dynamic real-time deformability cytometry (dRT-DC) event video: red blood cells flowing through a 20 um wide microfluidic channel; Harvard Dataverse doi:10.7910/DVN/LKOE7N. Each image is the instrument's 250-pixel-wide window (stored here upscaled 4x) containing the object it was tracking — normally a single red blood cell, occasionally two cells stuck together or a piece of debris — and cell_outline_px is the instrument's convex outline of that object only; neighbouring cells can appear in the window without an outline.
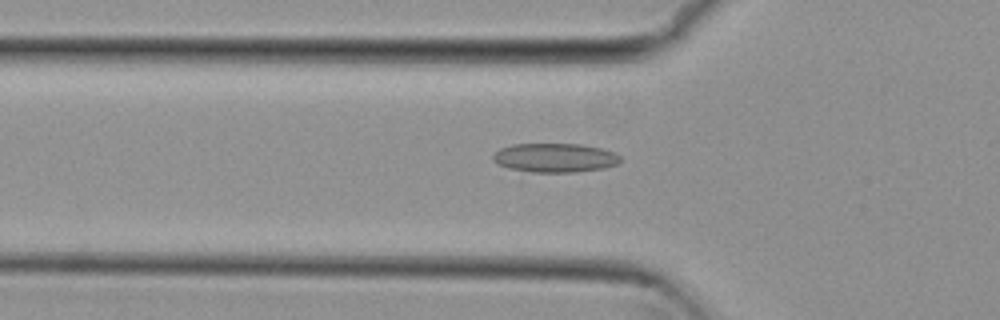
{"species": "common noctule bat (a hibernating species)", "species_latin": "Nyctalus noctula", "temperature_condition": "cold", "stored_images_in_passage": 53, "camera_frame_rate_fps": 3000, "um_per_image_px": 0.085, "animal": {"sex": "female", "body_mass_g": 29.2, "forearm_length_mm": 56.3}, "frame": {"image": 1, "passage_image": 17, "time_ms": 5.333, "image_size_px": [1000, 320], "cell_outline_px": [[620, 160], [616, 164], [604, 168], [576, 172], [532, 172], [508, 168], [492, 160], [492, 156], [500, 148], [512, 144], [580, 144], [604, 148], [616, 152], [620, 156]], "centroid_in_image_um": [47.19, 13.4], "position_along_channel_um": 78.6, "area_um2": 21.62}}
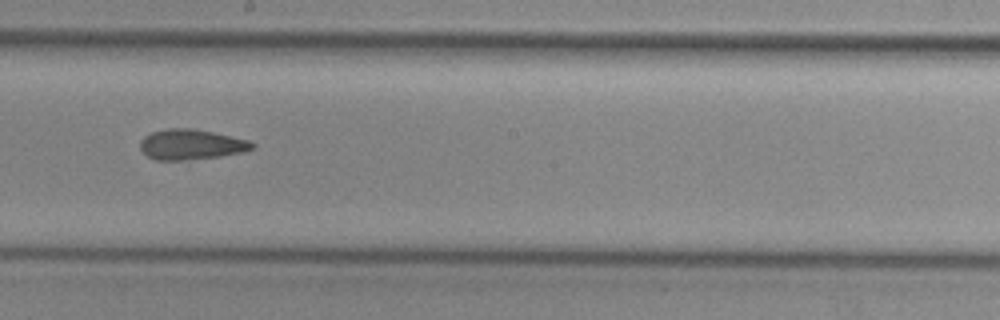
{"frame": {"image": 2, "passage_image": 29, "time_ms": 9.333, "image_size_px": [1000, 320], "cell_outline_px": [[256, 144], [252, 148], [244, 152], [220, 156], [184, 160], [156, 160], [148, 156], [140, 148], [140, 140], [144, 136], [152, 132], [168, 128], [192, 128], [212, 132], [248, 140]], "centroid_in_image_um": [16.23, 12.28], "position_along_channel_um": 232.0, "area_um2": 19.65}}
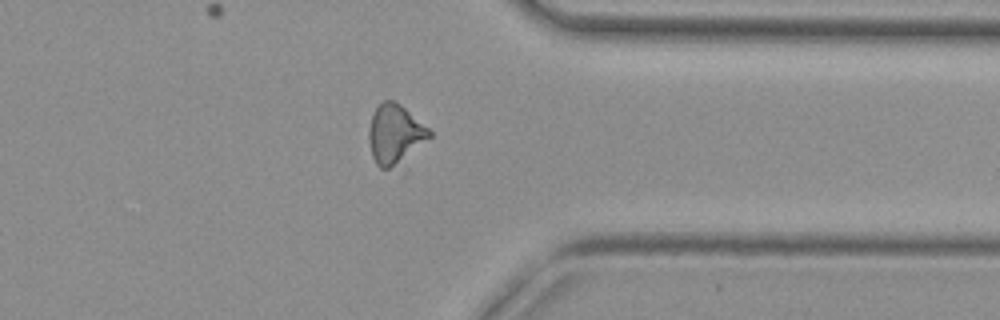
{"frame": {"image": 3, "passage_image": 41, "time_ms": 13.333, "image_size_px": [1000, 320], "cell_outline_px": [[432, 136], [388, 168], [380, 168], [376, 164], [372, 156], [368, 140], [368, 128], [372, 116], [376, 108], [384, 100], [392, 100], [400, 104], [428, 128], [432, 132]], "centroid_in_image_um": [33.52, 11.35], "position_along_channel_um": 377.9, "area_um2": 20.06}, "authors_computed_cell_mechanics": {"area_um2": 20.3456, "velocity_mm_per_s": 3.8189, "shape_relaxation_time_tau1_ms": null, "shape_relaxation_time_tau2_ms": 3.7896, "deformation_change_tau1": null, "deformation_change_tau2": 0.1268}}